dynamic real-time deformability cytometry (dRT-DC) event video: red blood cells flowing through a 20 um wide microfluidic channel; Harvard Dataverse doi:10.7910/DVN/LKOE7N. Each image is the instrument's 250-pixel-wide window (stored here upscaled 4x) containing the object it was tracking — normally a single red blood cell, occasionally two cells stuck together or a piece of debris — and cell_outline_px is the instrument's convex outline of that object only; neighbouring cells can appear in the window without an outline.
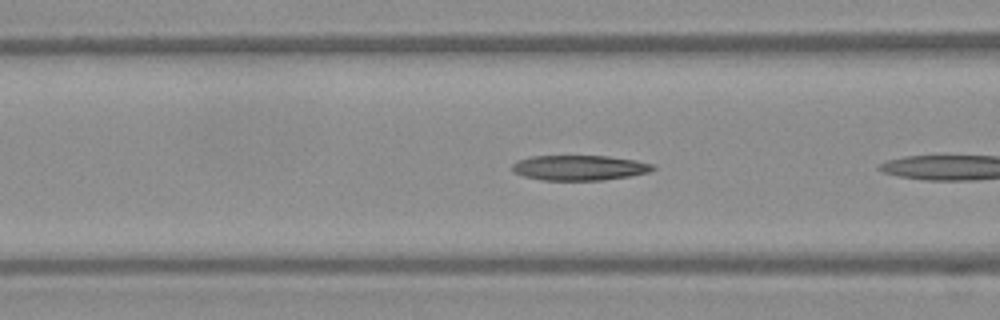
{"species": "Egyptian fruit bat (a non-hibernating species)", "species_latin": "Rousettus aegyptiacus", "temperature_condition": "warm", "stored_images_in_passage": 4, "camera_frame_rate_fps": 3000, "um_per_image_px": 0.085, "frame": {"image": 1, "passage_image": 3, "time_ms": 0.667, "image_size_px": [1000, 320], "cell_outline_px": [[656, 168], [648, 172], [628, 176], [604, 180], [540, 180], [524, 176], [512, 172], [512, 164], [516, 160], [528, 156], [608, 156], [636, 160], [652, 164]], "centroid_in_image_um": [49.19, 14.25], "position_along_channel_um": 117.4, "area_um2": 20.69}}